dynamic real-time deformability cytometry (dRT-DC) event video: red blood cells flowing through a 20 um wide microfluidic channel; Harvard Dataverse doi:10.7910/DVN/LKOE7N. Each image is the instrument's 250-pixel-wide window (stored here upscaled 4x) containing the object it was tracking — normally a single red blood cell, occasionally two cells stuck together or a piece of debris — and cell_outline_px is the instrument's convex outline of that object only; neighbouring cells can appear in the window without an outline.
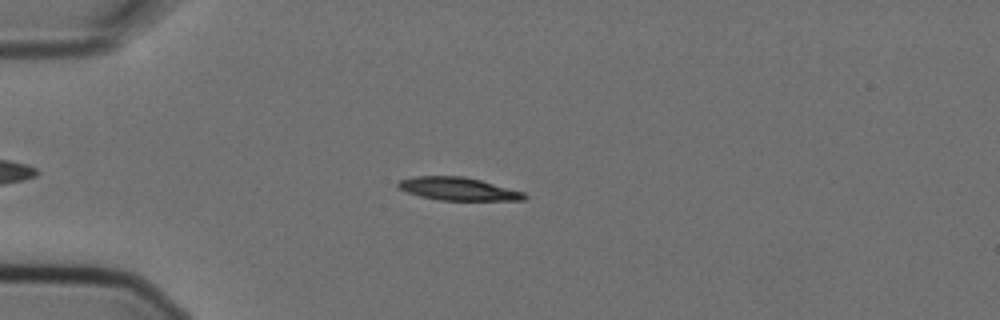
{"species": "Egyptian fruit bat (a non-hibernating species)", "species_latin": "Rousettus aegyptiacus", "temperature_condition": "cold", "stored_images_in_passage": 8, "camera_frame_rate_fps": 3000, "um_per_image_px": 0.085, "animal": {"sex": "female"}, "frame": {"image": 1, "passage_image": 5, "time_ms": 1.333, "image_size_px": [1000, 320], "cell_outline_px": [[528, 196], [524, 200], [440, 200], [420, 196], [396, 188], [396, 184], [400, 180], [416, 176], [464, 176], [480, 180], [524, 192]], "centroid_in_image_um": [38.92, 16.05], "position_along_channel_um": 46.1, "area_um2": 16.82}}
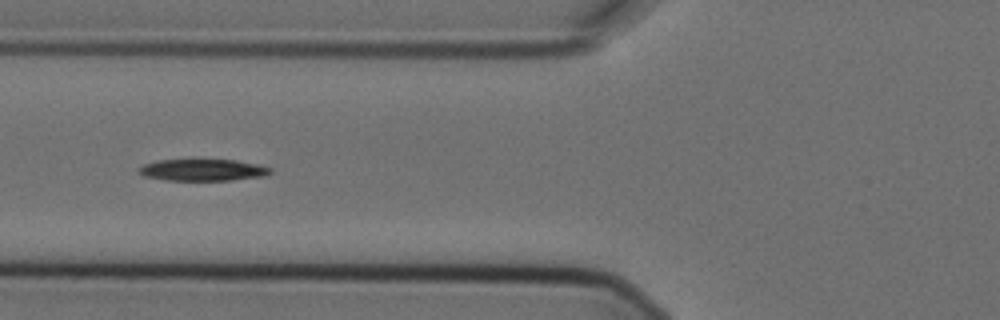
{"frame": {"image": 2, "passage_image": 7, "time_ms": 2.0, "image_size_px": [1000, 320], "cell_outline_px": [[272, 172], [264, 176], [232, 180], [168, 180], [144, 176], [136, 172], [144, 164], [156, 160], [236, 160], [256, 164], [272, 168]], "centroid_in_image_um": [17.23, 14.45], "position_along_channel_um": 108.6, "area_um2": 16.53}}
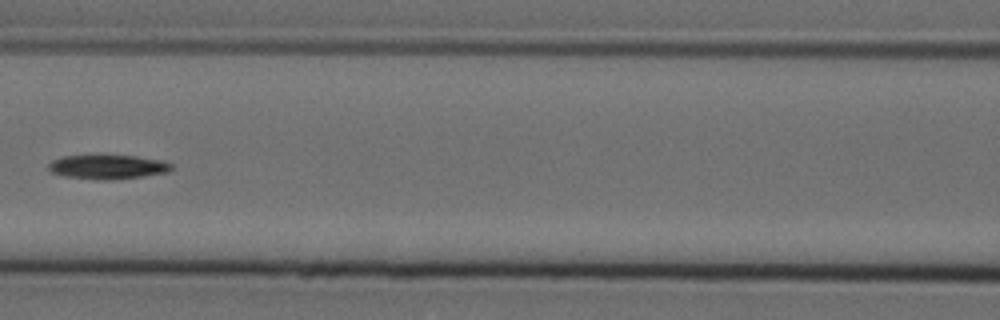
{"frame": {"image": 3, "passage_image": 8, "time_ms": 2.333, "image_size_px": [1000, 320], "cell_outline_px": [[172, 168], [168, 172], [144, 176], [108, 180], [96, 180], [64, 176], [52, 172], [48, 168], [48, 164], [52, 160], [64, 156], [136, 156], [164, 160], [172, 164]], "centroid_in_image_um": [9.18, 14.19], "position_along_channel_um": 157.4, "area_um2": 17.28}}